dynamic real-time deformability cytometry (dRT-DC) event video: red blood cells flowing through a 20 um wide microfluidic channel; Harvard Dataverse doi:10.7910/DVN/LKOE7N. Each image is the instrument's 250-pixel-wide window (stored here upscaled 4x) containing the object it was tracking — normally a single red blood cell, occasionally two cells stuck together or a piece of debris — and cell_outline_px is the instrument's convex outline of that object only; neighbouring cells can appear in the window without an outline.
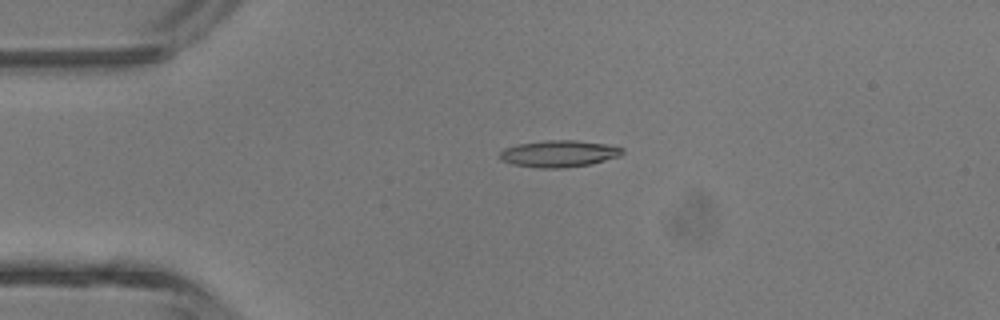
{"species": "common noctule bat (a hibernating species)", "species_latin": "Nyctalus noctula", "temperature_condition": "room temperature", "stored_images_in_passage": 3, "camera_frame_rate_fps": 3000, "um_per_image_px": 0.085, "animal": {"sex": "male", "body_mass_g": 13.3}, "frame": {"image": 1, "passage_image": 2, "time_ms": 2.0, "image_size_px": [1000, 320], "cell_outline_px": [[624, 152], [620, 156], [592, 164], [564, 168], [540, 168], [512, 164], [500, 160], [500, 152], [504, 148], [516, 144], [544, 140], [576, 140], [604, 144], [624, 148]], "centroid_in_image_um": [47.5, 13.06], "position_along_channel_um": 37.5, "area_um2": 19.25}}